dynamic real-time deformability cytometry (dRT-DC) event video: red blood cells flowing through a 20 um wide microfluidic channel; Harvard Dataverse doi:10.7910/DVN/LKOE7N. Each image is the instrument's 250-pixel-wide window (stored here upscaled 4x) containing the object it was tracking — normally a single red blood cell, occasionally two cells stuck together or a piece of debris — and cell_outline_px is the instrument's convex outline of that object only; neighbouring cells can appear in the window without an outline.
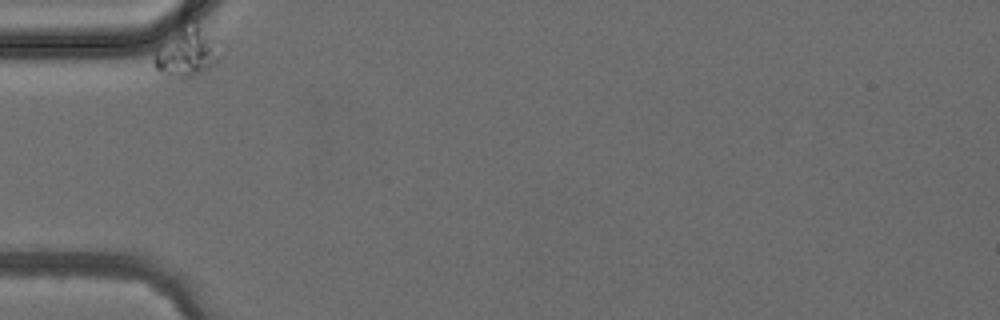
{"species": "common noctule bat (a hibernating species)", "species_latin": "Nyctalus noctula", "temperature_condition": "cold", "stored_images_in_passage": 4, "camera_frame_rate_fps": 3000, "um_per_image_px": 0.085, "animal": {"sex": "female", "body_mass_g": 24.6, "forearm_length_mm": 56.2}, "frame": {"image": 1, "passage_image": 1, "time_ms": 0.0, "image_size_px": [1000, 320], "cell_outline_px": [[220, 56], [216, 64], [204, 72], [192, 76], [168, 76], [160, 72], [156, 68], [156, 52], [180, 32], [196, 24]], "centroid_in_image_um": [15.88, 4.62], "position_along_channel_um": 69.1, "area_um2": 16.07}}